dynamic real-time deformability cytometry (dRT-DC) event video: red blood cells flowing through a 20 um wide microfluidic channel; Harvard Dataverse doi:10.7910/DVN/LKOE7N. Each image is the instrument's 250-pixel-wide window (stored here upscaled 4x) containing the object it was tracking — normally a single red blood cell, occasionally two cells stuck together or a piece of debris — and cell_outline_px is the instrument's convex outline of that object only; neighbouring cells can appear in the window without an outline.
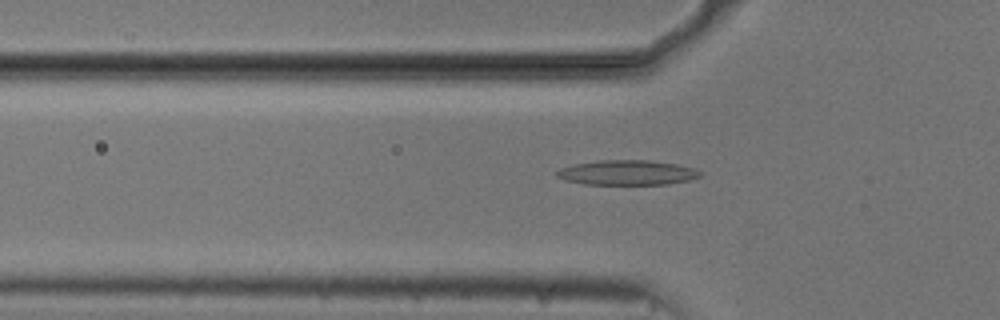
{"species": "common noctule bat (a hibernating species)", "species_latin": "Nyctalus noctula", "temperature_condition": "cold", "stored_images_in_passage": 51, "camera_frame_rate_fps": 3000, "um_per_image_px": 0.085, "animal": {"sex": "male", "body_mass_g": 20.5, "forearm_length_mm": 52.5}, "frame": {"image": 1, "passage_image": 17, "time_ms": 5.333, "image_size_px": [1000, 320], "cell_outline_px": [[700, 176], [688, 180], [668, 184], [584, 184], [564, 180], [556, 176], [556, 172], [560, 168], [572, 164], [596, 160], [648, 160], [676, 164], [692, 168], [700, 172]], "centroid_in_image_um": [53.24, 14.66], "position_along_channel_um": 72.6, "area_um2": 20.69}}
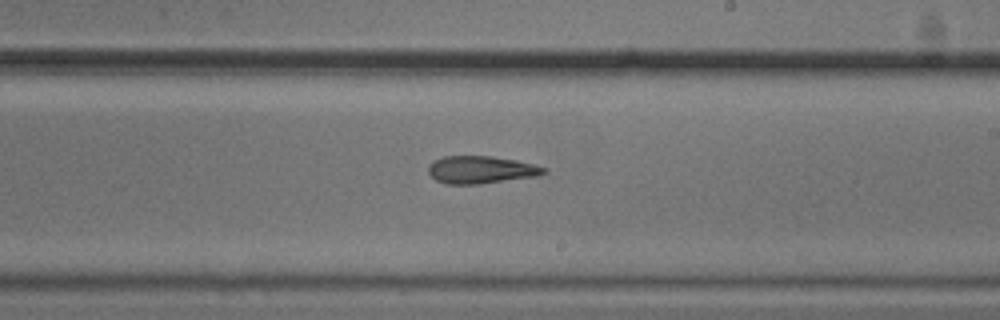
{"frame": {"image": 2, "passage_image": 31, "time_ms": 10.0, "image_size_px": [1000, 320], "cell_outline_px": [[548, 172], [536, 176], [480, 184], [444, 184], [436, 180], [428, 172], [428, 164], [432, 160], [444, 156], [492, 156], [516, 160], [548, 168]], "centroid_in_image_um": [40.86, 14.42], "position_along_channel_um": 248.1, "area_um2": 18.67}}
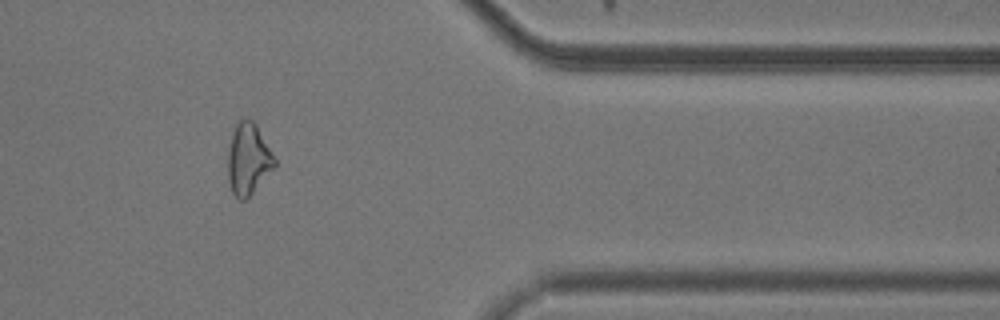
{"frame": {"image": 3, "passage_image": 44, "time_ms": 14.333, "image_size_px": [1000, 320], "cell_outline_px": [[276, 168], [244, 200], [240, 200], [232, 192], [228, 180], [228, 148], [236, 124], [244, 116], [252, 120], [256, 124], [276, 160]], "centroid_in_image_um": [21.11, 13.51], "position_along_channel_um": 390.3, "area_um2": 19.36}, "authors_computed_cell_mechanics": {"area_um2": 19.363, "velocity_mm_per_s": 3.7431, "shape_relaxation_time_tau1_ms": null, "shape_relaxation_time_tau2_ms": 2.8615, "deformation_change_tau1": null, "deformation_change_tau2": 0.1204}}